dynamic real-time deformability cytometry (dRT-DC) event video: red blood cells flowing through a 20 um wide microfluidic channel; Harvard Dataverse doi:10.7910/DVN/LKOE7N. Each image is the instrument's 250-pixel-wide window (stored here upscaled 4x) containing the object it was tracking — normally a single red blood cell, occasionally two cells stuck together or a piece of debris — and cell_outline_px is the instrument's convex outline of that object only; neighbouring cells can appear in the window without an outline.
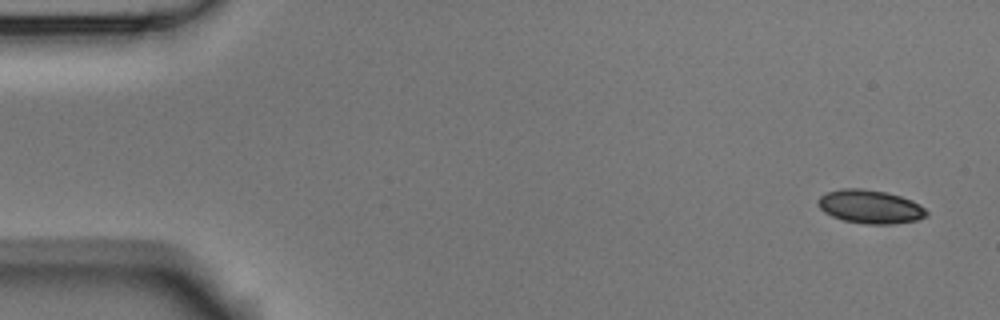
{"species": "Egyptian fruit bat (a non-hibernating species)", "species_latin": "Rousettus aegyptiacus", "temperature_condition": "room temperature", "stored_images_in_passage": 9, "camera_frame_rate_fps": 3000, "um_per_image_px": 0.085, "animal": {"sex": "male"}, "frame": {"image": 1, "passage_image": 1, "time_ms": 0.0, "image_size_px": [1000, 320], "cell_outline_px": [[928, 216], [916, 220], [888, 224], [864, 224], [844, 220], [832, 216], [824, 212], [816, 204], [816, 200], [824, 192], [840, 188], [860, 188], [888, 192], [912, 200], [920, 204], [928, 212]], "centroid_in_image_um": [73.93, 17.55], "position_along_channel_um": 11.1, "area_um2": 21.44}}
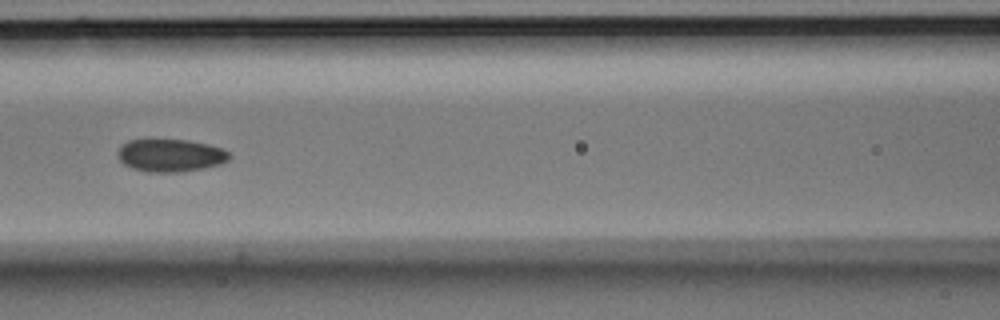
{"frame": {"image": 2, "passage_image": 6, "time_ms": 1.667, "image_size_px": [1000, 320], "cell_outline_px": [[232, 156], [228, 160], [220, 164], [204, 168], [180, 172], [148, 172], [132, 168], [124, 164], [120, 160], [120, 148], [128, 140], [188, 140], [208, 144], [220, 148], [228, 152]], "centroid_in_image_um": [14.53, 13.22], "position_along_channel_um": 152.1, "area_um2": 20.98}}
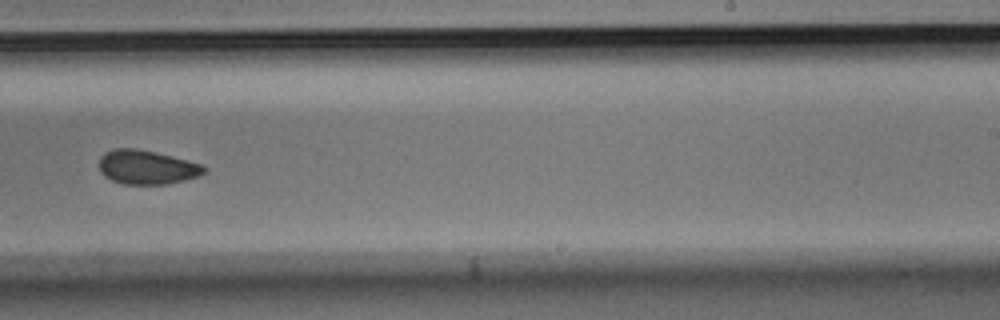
{"frame": {"image": 3, "passage_image": 9, "time_ms": 2.667, "image_size_px": [1000, 320], "cell_outline_px": [[208, 168], [200, 176], [184, 180], [164, 184], [124, 184], [112, 180], [104, 176], [100, 172], [100, 156], [104, 152], [116, 148], [136, 148], [156, 152], [204, 164]], "centroid_in_image_um": [12.5, 14.2], "position_along_channel_um": 276.5, "area_um2": 20.98}}